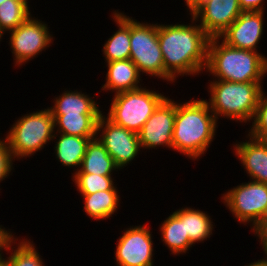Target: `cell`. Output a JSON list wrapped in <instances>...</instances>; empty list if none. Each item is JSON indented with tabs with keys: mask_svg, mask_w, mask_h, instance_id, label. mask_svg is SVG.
I'll return each mask as SVG.
<instances>
[{
	"mask_svg": "<svg viewBox=\"0 0 267 266\" xmlns=\"http://www.w3.org/2000/svg\"><path fill=\"white\" fill-rule=\"evenodd\" d=\"M264 0H238L243 11H264Z\"/></svg>",
	"mask_w": 267,
	"mask_h": 266,
	"instance_id": "4dcf8cb0",
	"label": "cell"
},
{
	"mask_svg": "<svg viewBox=\"0 0 267 266\" xmlns=\"http://www.w3.org/2000/svg\"><path fill=\"white\" fill-rule=\"evenodd\" d=\"M146 225L126 229L119 238L115 260L117 266H153V242Z\"/></svg>",
	"mask_w": 267,
	"mask_h": 266,
	"instance_id": "8fae6325",
	"label": "cell"
},
{
	"mask_svg": "<svg viewBox=\"0 0 267 266\" xmlns=\"http://www.w3.org/2000/svg\"><path fill=\"white\" fill-rule=\"evenodd\" d=\"M262 93L248 135L267 141V96Z\"/></svg>",
	"mask_w": 267,
	"mask_h": 266,
	"instance_id": "83f0119b",
	"label": "cell"
},
{
	"mask_svg": "<svg viewBox=\"0 0 267 266\" xmlns=\"http://www.w3.org/2000/svg\"><path fill=\"white\" fill-rule=\"evenodd\" d=\"M16 240L18 239L14 238L7 248L8 252H11L12 249L14 252L12 250L11 255L7 257V260L2 257L3 266H44L42 258L39 252L35 249L33 241L31 243V240L29 241L22 238L18 243L17 248H12L11 245H13V243L15 245Z\"/></svg>",
	"mask_w": 267,
	"mask_h": 266,
	"instance_id": "484cf974",
	"label": "cell"
},
{
	"mask_svg": "<svg viewBox=\"0 0 267 266\" xmlns=\"http://www.w3.org/2000/svg\"><path fill=\"white\" fill-rule=\"evenodd\" d=\"M72 177L80 194H93L97 191L112 190L115 187L111 176L74 173Z\"/></svg>",
	"mask_w": 267,
	"mask_h": 266,
	"instance_id": "4316f807",
	"label": "cell"
},
{
	"mask_svg": "<svg viewBox=\"0 0 267 266\" xmlns=\"http://www.w3.org/2000/svg\"><path fill=\"white\" fill-rule=\"evenodd\" d=\"M102 114H52L56 133L80 137H96L97 122Z\"/></svg>",
	"mask_w": 267,
	"mask_h": 266,
	"instance_id": "ac0fdd59",
	"label": "cell"
},
{
	"mask_svg": "<svg viewBox=\"0 0 267 266\" xmlns=\"http://www.w3.org/2000/svg\"><path fill=\"white\" fill-rule=\"evenodd\" d=\"M222 199L238 222L254 226L267 215V184L256 181L242 183L225 194Z\"/></svg>",
	"mask_w": 267,
	"mask_h": 266,
	"instance_id": "ba28073f",
	"label": "cell"
},
{
	"mask_svg": "<svg viewBox=\"0 0 267 266\" xmlns=\"http://www.w3.org/2000/svg\"><path fill=\"white\" fill-rule=\"evenodd\" d=\"M204 0H185L186 6L189 8L190 15L203 3Z\"/></svg>",
	"mask_w": 267,
	"mask_h": 266,
	"instance_id": "d6a6232c",
	"label": "cell"
},
{
	"mask_svg": "<svg viewBox=\"0 0 267 266\" xmlns=\"http://www.w3.org/2000/svg\"><path fill=\"white\" fill-rule=\"evenodd\" d=\"M48 29L46 23L30 16L16 29L9 31L11 33L9 45L12 49L15 66L27 63L50 46L53 36Z\"/></svg>",
	"mask_w": 267,
	"mask_h": 266,
	"instance_id": "9c48e42d",
	"label": "cell"
},
{
	"mask_svg": "<svg viewBox=\"0 0 267 266\" xmlns=\"http://www.w3.org/2000/svg\"><path fill=\"white\" fill-rule=\"evenodd\" d=\"M130 59L139 72L174 82L165 70L164 60L158 42V25L140 23L130 18Z\"/></svg>",
	"mask_w": 267,
	"mask_h": 266,
	"instance_id": "52a82bcc",
	"label": "cell"
},
{
	"mask_svg": "<svg viewBox=\"0 0 267 266\" xmlns=\"http://www.w3.org/2000/svg\"><path fill=\"white\" fill-rule=\"evenodd\" d=\"M247 266H267V264L266 263H261V262L255 261L253 263H250Z\"/></svg>",
	"mask_w": 267,
	"mask_h": 266,
	"instance_id": "836d02e7",
	"label": "cell"
},
{
	"mask_svg": "<svg viewBox=\"0 0 267 266\" xmlns=\"http://www.w3.org/2000/svg\"><path fill=\"white\" fill-rule=\"evenodd\" d=\"M251 229L261 239V245L264 248L265 255H267V215L262 217ZM258 262L267 264V257L258 260Z\"/></svg>",
	"mask_w": 267,
	"mask_h": 266,
	"instance_id": "f546056e",
	"label": "cell"
},
{
	"mask_svg": "<svg viewBox=\"0 0 267 266\" xmlns=\"http://www.w3.org/2000/svg\"><path fill=\"white\" fill-rule=\"evenodd\" d=\"M165 98L164 94L142 87L116 93L107 118L116 125L138 133Z\"/></svg>",
	"mask_w": 267,
	"mask_h": 266,
	"instance_id": "8992f818",
	"label": "cell"
},
{
	"mask_svg": "<svg viewBox=\"0 0 267 266\" xmlns=\"http://www.w3.org/2000/svg\"><path fill=\"white\" fill-rule=\"evenodd\" d=\"M216 128L217 120L206 100L176 102L172 149L196 160L213 142Z\"/></svg>",
	"mask_w": 267,
	"mask_h": 266,
	"instance_id": "7a4b0ae2",
	"label": "cell"
},
{
	"mask_svg": "<svg viewBox=\"0 0 267 266\" xmlns=\"http://www.w3.org/2000/svg\"><path fill=\"white\" fill-rule=\"evenodd\" d=\"M264 11H243L219 36L228 46L257 52L262 38Z\"/></svg>",
	"mask_w": 267,
	"mask_h": 266,
	"instance_id": "5bb4252c",
	"label": "cell"
},
{
	"mask_svg": "<svg viewBox=\"0 0 267 266\" xmlns=\"http://www.w3.org/2000/svg\"><path fill=\"white\" fill-rule=\"evenodd\" d=\"M53 102L49 108L52 114H103L94 99L77 90L65 91Z\"/></svg>",
	"mask_w": 267,
	"mask_h": 266,
	"instance_id": "44dd1931",
	"label": "cell"
},
{
	"mask_svg": "<svg viewBox=\"0 0 267 266\" xmlns=\"http://www.w3.org/2000/svg\"><path fill=\"white\" fill-rule=\"evenodd\" d=\"M212 223L210 216L203 211L190 207L184 208L185 236H189L192 245L199 241L202 242L212 235Z\"/></svg>",
	"mask_w": 267,
	"mask_h": 266,
	"instance_id": "cb8c5ba5",
	"label": "cell"
},
{
	"mask_svg": "<svg viewBox=\"0 0 267 266\" xmlns=\"http://www.w3.org/2000/svg\"><path fill=\"white\" fill-rule=\"evenodd\" d=\"M98 134H100L98 140L113 158L119 170L130 164L140 152L138 133L116 125L103 114L97 122Z\"/></svg>",
	"mask_w": 267,
	"mask_h": 266,
	"instance_id": "30bf717a",
	"label": "cell"
},
{
	"mask_svg": "<svg viewBox=\"0 0 267 266\" xmlns=\"http://www.w3.org/2000/svg\"><path fill=\"white\" fill-rule=\"evenodd\" d=\"M112 17L119 28L103 46L105 62L130 59V17L118 10Z\"/></svg>",
	"mask_w": 267,
	"mask_h": 266,
	"instance_id": "e0dca14e",
	"label": "cell"
},
{
	"mask_svg": "<svg viewBox=\"0 0 267 266\" xmlns=\"http://www.w3.org/2000/svg\"><path fill=\"white\" fill-rule=\"evenodd\" d=\"M175 115L176 102L166 97L138 132L140 147L166 146L171 149Z\"/></svg>",
	"mask_w": 267,
	"mask_h": 266,
	"instance_id": "7c38bea8",
	"label": "cell"
},
{
	"mask_svg": "<svg viewBox=\"0 0 267 266\" xmlns=\"http://www.w3.org/2000/svg\"><path fill=\"white\" fill-rule=\"evenodd\" d=\"M14 156L10 150L7 140L0 139V182L8 177L13 169Z\"/></svg>",
	"mask_w": 267,
	"mask_h": 266,
	"instance_id": "f1b7e54d",
	"label": "cell"
},
{
	"mask_svg": "<svg viewBox=\"0 0 267 266\" xmlns=\"http://www.w3.org/2000/svg\"><path fill=\"white\" fill-rule=\"evenodd\" d=\"M15 237L12 235L10 231H7L4 227L2 228V225L0 226V255H2V251H7V248L10 244V242ZM2 250V251H1Z\"/></svg>",
	"mask_w": 267,
	"mask_h": 266,
	"instance_id": "1f68e13d",
	"label": "cell"
},
{
	"mask_svg": "<svg viewBox=\"0 0 267 266\" xmlns=\"http://www.w3.org/2000/svg\"><path fill=\"white\" fill-rule=\"evenodd\" d=\"M4 1H6V0H0V5H1Z\"/></svg>",
	"mask_w": 267,
	"mask_h": 266,
	"instance_id": "8d00e7d4",
	"label": "cell"
},
{
	"mask_svg": "<svg viewBox=\"0 0 267 266\" xmlns=\"http://www.w3.org/2000/svg\"><path fill=\"white\" fill-rule=\"evenodd\" d=\"M107 63L106 83L102 90H109L119 93L123 91L135 90L141 87L140 72L131 59L118 60Z\"/></svg>",
	"mask_w": 267,
	"mask_h": 266,
	"instance_id": "2e32d148",
	"label": "cell"
},
{
	"mask_svg": "<svg viewBox=\"0 0 267 266\" xmlns=\"http://www.w3.org/2000/svg\"><path fill=\"white\" fill-rule=\"evenodd\" d=\"M3 33L0 31V39H2ZM1 41V40H0Z\"/></svg>",
	"mask_w": 267,
	"mask_h": 266,
	"instance_id": "e575fe53",
	"label": "cell"
},
{
	"mask_svg": "<svg viewBox=\"0 0 267 266\" xmlns=\"http://www.w3.org/2000/svg\"><path fill=\"white\" fill-rule=\"evenodd\" d=\"M2 264V256L0 255V265Z\"/></svg>",
	"mask_w": 267,
	"mask_h": 266,
	"instance_id": "d590c367",
	"label": "cell"
},
{
	"mask_svg": "<svg viewBox=\"0 0 267 266\" xmlns=\"http://www.w3.org/2000/svg\"><path fill=\"white\" fill-rule=\"evenodd\" d=\"M248 136V141L236 143L233 150L252 181L267 184V141Z\"/></svg>",
	"mask_w": 267,
	"mask_h": 266,
	"instance_id": "9a60e30c",
	"label": "cell"
},
{
	"mask_svg": "<svg viewBox=\"0 0 267 266\" xmlns=\"http://www.w3.org/2000/svg\"><path fill=\"white\" fill-rule=\"evenodd\" d=\"M28 0H6L0 5V31L16 29L30 16Z\"/></svg>",
	"mask_w": 267,
	"mask_h": 266,
	"instance_id": "d4e9b609",
	"label": "cell"
},
{
	"mask_svg": "<svg viewBox=\"0 0 267 266\" xmlns=\"http://www.w3.org/2000/svg\"><path fill=\"white\" fill-rule=\"evenodd\" d=\"M242 12L238 0H204L191 17L212 38L219 37Z\"/></svg>",
	"mask_w": 267,
	"mask_h": 266,
	"instance_id": "4fadbf2b",
	"label": "cell"
},
{
	"mask_svg": "<svg viewBox=\"0 0 267 266\" xmlns=\"http://www.w3.org/2000/svg\"><path fill=\"white\" fill-rule=\"evenodd\" d=\"M49 108L22 116L10 128L6 140L15 159L29 157L56 138Z\"/></svg>",
	"mask_w": 267,
	"mask_h": 266,
	"instance_id": "5b68a950",
	"label": "cell"
},
{
	"mask_svg": "<svg viewBox=\"0 0 267 266\" xmlns=\"http://www.w3.org/2000/svg\"><path fill=\"white\" fill-rule=\"evenodd\" d=\"M56 144L54 146L56 159L67 167L80 168L86 148L91 139L96 137H80L74 135L56 134ZM60 135V136H59Z\"/></svg>",
	"mask_w": 267,
	"mask_h": 266,
	"instance_id": "7402d4cb",
	"label": "cell"
},
{
	"mask_svg": "<svg viewBox=\"0 0 267 266\" xmlns=\"http://www.w3.org/2000/svg\"><path fill=\"white\" fill-rule=\"evenodd\" d=\"M219 37L210 38L206 71L217 80L230 82H262L267 74V57L228 46Z\"/></svg>",
	"mask_w": 267,
	"mask_h": 266,
	"instance_id": "3957f363",
	"label": "cell"
},
{
	"mask_svg": "<svg viewBox=\"0 0 267 266\" xmlns=\"http://www.w3.org/2000/svg\"><path fill=\"white\" fill-rule=\"evenodd\" d=\"M117 187L112 190L97 191L93 194H81L84 199V210L94 220L112 217L117 211L120 196Z\"/></svg>",
	"mask_w": 267,
	"mask_h": 266,
	"instance_id": "603a6c76",
	"label": "cell"
},
{
	"mask_svg": "<svg viewBox=\"0 0 267 266\" xmlns=\"http://www.w3.org/2000/svg\"><path fill=\"white\" fill-rule=\"evenodd\" d=\"M210 110L218 121V116L247 123L255 112L263 93V82L210 81Z\"/></svg>",
	"mask_w": 267,
	"mask_h": 266,
	"instance_id": "277c9868",
	"label": "cell"
},
{
	"mask_svg": "<svg viewBox=\"0 0 267 266\" xmlns=\"http://www.w3.org/2000/svg\"><path fill=\"white\" fill-rule=\"evenodd\" d=\"M191 19V25H158L164 68L174 79L177 75H197L207 64L210 37L196 19Z\"/></svg>",
	"mask_w": 267,
	"mask_h": 266,
	"instance_id": "6da1fadb",
	"label": "cell"
},
{
	"mask_svg": "<svg viewBox=\"0 0 267 266\" xmlns=\"http://www.w3.org/2000/svg\"><path fill=\"white\" fill-rule=\"evenodd\" d=\"M162 242L172 252L171 254L179 255L186 253L192 247L189 236H185L184 229V208L174 211L160 227Z\"/></svg>",
	"mask_w": 267,
	"mask_h": 266,
	"instance_id": "ffe728a7",
	"label": "cell"
},
{
	"mask_svg": "<svg viewBox=\"0 0 267 266\" xmlns=\"http://www.w3.org/2000/svg\"><path fill=\"white\" fill-rule=\"evenodd\" d=\"M119 169L113 158L104 148L98 138H93L87 145L86 153L80 168L75 173H90L111 176L114 170Z\"/></svg>",
	"mask_w": 267,
	"mask_h": 266,
	"instance_id": "d6986e66",
	"label": "cell"
}]
</instances>
